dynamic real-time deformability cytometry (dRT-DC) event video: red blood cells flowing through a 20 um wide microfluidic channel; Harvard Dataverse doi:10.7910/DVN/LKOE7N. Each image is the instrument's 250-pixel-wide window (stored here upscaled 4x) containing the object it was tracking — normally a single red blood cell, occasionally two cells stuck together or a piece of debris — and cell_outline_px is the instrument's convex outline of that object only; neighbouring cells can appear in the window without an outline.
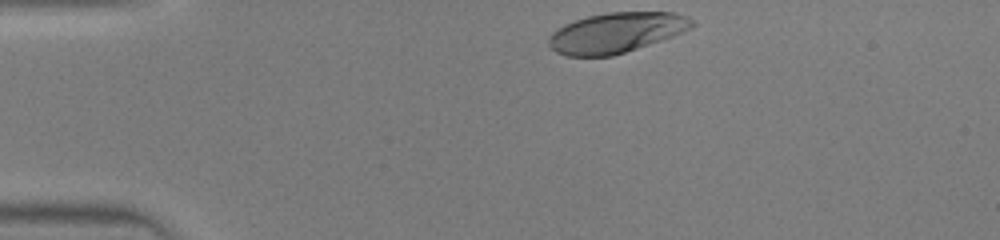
{"species": "human", "species_latin": "Homo sapiens", "temperature_condition": "warm", "stored_images_in_passage": 29, "camera_frame_rate_fps": 3000, "um_per_image_px": 0.085, "donor": {"sex": "male"}, "frame": {"image": 1, "passage_image": 1, "time_ms": 0.0, "image_size_px": [1000, 240], "cell_outline_px": [[696, 24], [692, 28], [672, 36], [612, 56], [564, 56], [548, 48], [548, 36], [556, 28], [564, 24], [588, 16], [608, 12], [676, 12], [688, 16]], "centroid_in_image_um": [52.34, 2.77], "position_along_channel_um": 32.7, "area_um2": 33.64}}
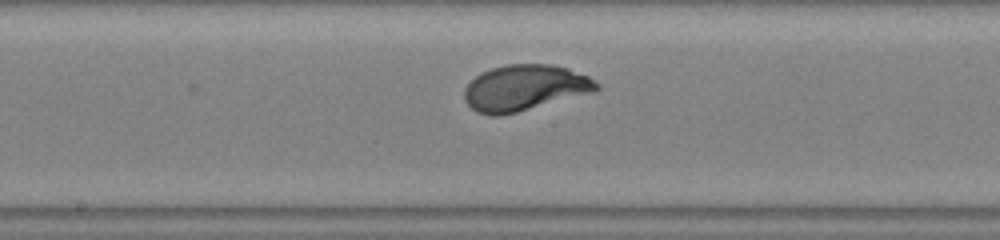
{"frame": {"image": 2, "passage_image": 16, "time_ms": 5.0, "image_size_px": [1000, 240], "cell_outline_px": [[600, 88], [592, 92], [516, 112], [496, 116], [492, 116], [476, 112], [464, 100], [464, 88], [480, 72], [492, 68], [508, 64], [552, 64], [568, 68], [588, 76], [600, 84]], "centroid_in_image_um": [44.58, 7.45], "position_along_channel_um": 203.6, "area_um2": 35.14}}
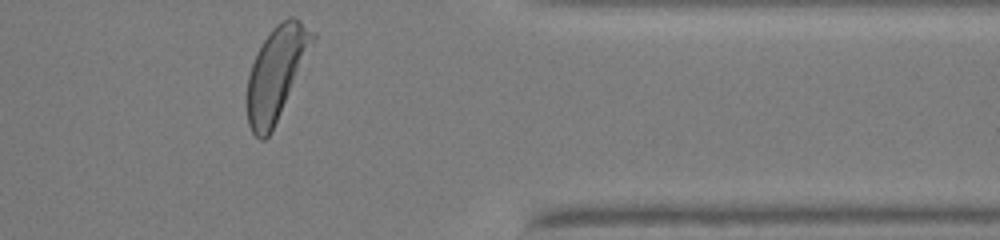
{"frame": {"image": 3, "passage_image": 29, "time_ms": 9.333, "image_size_px": [1000, 240], "cell_outline_px": [[316, 40], [268, 136], [264, 140], [260, 140], [252, 132], [248, 124], [248, 76], [252, 64], [264, 40], [272, 28], [280, 20], [288, 16], [292, 16], [300, 20], [316, 32]], "centroid_in_image_um": [23.52, 6.13], "position_along_channel_um": 387.9, "area_um2": 34.68}}